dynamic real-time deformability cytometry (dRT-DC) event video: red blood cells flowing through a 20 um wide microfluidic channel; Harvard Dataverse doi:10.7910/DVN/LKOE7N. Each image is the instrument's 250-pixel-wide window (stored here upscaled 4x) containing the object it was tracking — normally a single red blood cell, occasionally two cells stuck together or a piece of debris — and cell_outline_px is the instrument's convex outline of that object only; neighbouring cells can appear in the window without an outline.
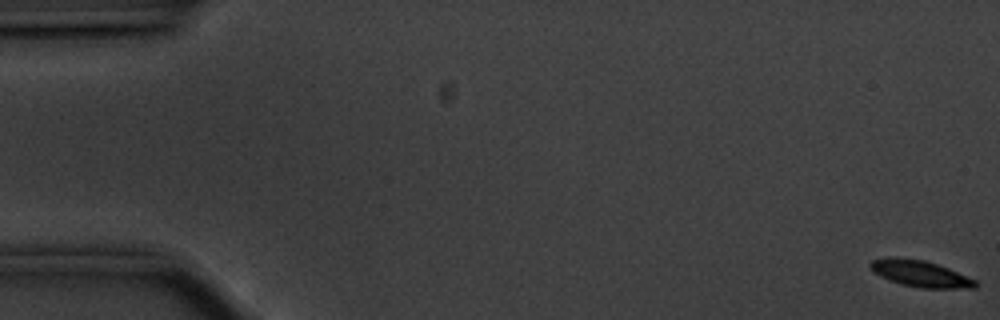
{"species": "common noctule bat (a hibernating species)", "species_latin": "Nyctalus noctula", "temperature_condition": "cold", "stored_images_in_passage": 18, "camera_frame_rate_fps": 3000, "um_per_image_px": 0.085, "animal": {"sex": "male", "body_mass_g": 20.1, "forearm_length_mm": 53.5}, "frame": {"image": 1, "passage_image": 1, "time_ms": 0.0, "image_size_px": [1000, 320], "cell_outline_px": [[976, 288], [920, 288], [888, 280], [872, 272], [868, 268], [868, 264], [872, 260], [924, 260], [948, 268], [976, 280]], "centroid_in_image_um": [78.26, 23.31], "position_along_channel_um": 6.7, "area_um2": 15.43}}